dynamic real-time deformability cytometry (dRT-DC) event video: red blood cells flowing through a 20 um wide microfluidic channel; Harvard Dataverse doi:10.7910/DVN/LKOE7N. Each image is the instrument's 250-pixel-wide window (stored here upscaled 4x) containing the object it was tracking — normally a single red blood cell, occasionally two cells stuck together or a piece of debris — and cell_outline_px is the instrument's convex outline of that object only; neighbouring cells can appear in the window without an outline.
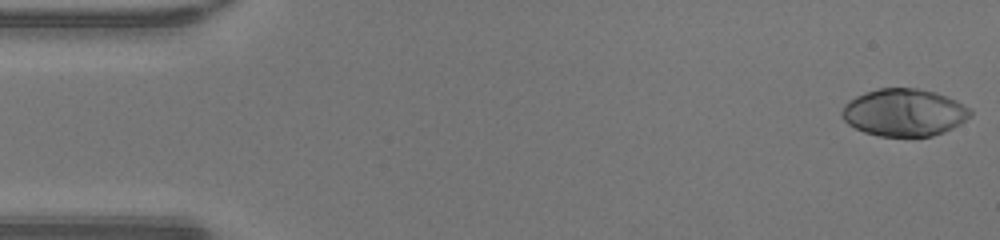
{"species": "human", "species_latin": "Homo sapiens", "temperature_condition": "warm", "stored_images_in_passage": 47, "camera_frame_rate_fps": 3000, "um_per_image_px": 0.085, "donor": {"sex": "male"}, "frame": {"image": 1, "passage_image": 1, "time_ms": 0.0, "image_size_px": [1000, 240], "cell_outline_px": [[972, 116], [960, 124], [944, 132], [932, 136], [880, 136], [864, 132], [848, 124], [840, 116], [840, 112], [844, 104], [848, 100], [856, 96], [880, 88], [916, 88], [936, 92], [956, 100], [972, 108]], "centroid_in_image_um": [76.86, 9.56], "position_along_channel_um": 8.1, "area_um2": 35.66}}
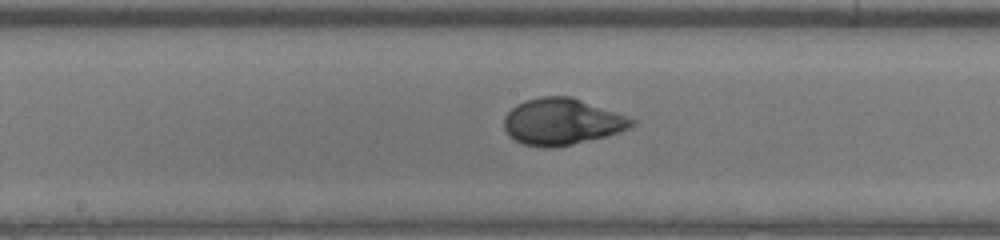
{"frame": {"image": 2, "passage_image": 24, "time_ms": 7.667, "image_size_px": [1000, 240], "cell_outline_px": [[636, 124], [620, 132], [556, 148], [544, 148], [524, 144], [508, 136], [504, 128], [504, 116], [516, 104], [524, 100], [540, 96], [572, 96], [628, 116], [636, 120]], "centroid_in_image_um": [47.75, 10.33], "position_along_channel_um": 200.4, "area_um2": 34.8}}
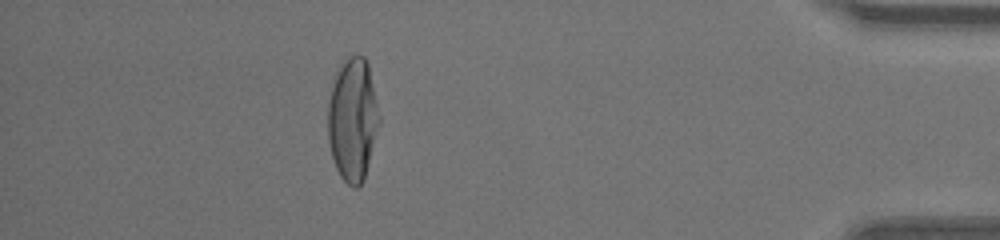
{"frame": {"image": 3, "passage_image": 42, "time_ms": 13.667, "image_size_px": [1000, 240], "cell_outline_px": [[380, 124], [364, 180], [356, 188], [352, 188], [340, 176], [336, 168], [332, 156], [328, 140], [328, 100], [332, 76], [336, 68], [348, 56], [364, 56], [368, 64], [380, 116]], "centroid_in_image_um": [29.96, 10.13], "position_along_channel_um": 405.2, "area_um2": 37.34}, "authors_computed_cell_mechanics": {"area_um2": 34.5644, "velocity_mm_per_s": 4.3282, "shape_relaxation_time_tau1_ms": 3.491, "shape_relaxation_time_tau2_ms": null, "deformation_change_tau1": 0.2454, "deformation_change_tau2": null}}